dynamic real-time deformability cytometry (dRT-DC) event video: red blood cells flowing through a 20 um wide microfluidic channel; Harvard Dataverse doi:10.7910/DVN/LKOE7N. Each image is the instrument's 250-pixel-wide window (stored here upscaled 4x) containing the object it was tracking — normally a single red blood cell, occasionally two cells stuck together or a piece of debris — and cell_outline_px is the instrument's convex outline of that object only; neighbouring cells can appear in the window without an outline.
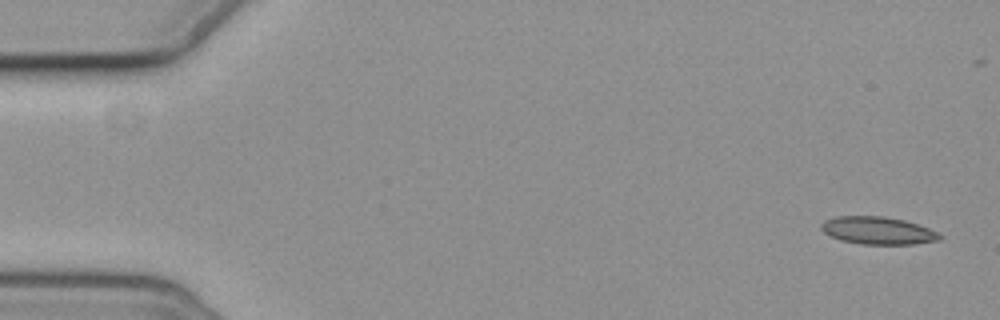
{"species": "common noctule bat (a hibernating species)", "species_latin": "Nyctalus noctula", "temperature_condition": "cold", "stored_images_in_passage": 6, "camera_frame_rate_fps": 3000, "um_per_image_px": 0.085, "animal": {"sex": "female", "body_mass_g": 19.3, "forearm_length_mm": 54.1}, "frame": {"image": 1, "passage_image": 1, "time_ms": 0.0, "image_size_px": [1000, 320], "cell_outline_px": [[944, 236], [940, 240], [916, 244], [860, 244], [840, 240], [824, 232], [820, 228], [820, 224], [824, 220], [836, 216], [884, 216], [904, 220], [928, 228]], "centroid_in_image_um": [74.61, 19.6], "position_along_channel_um": 10.4, "area_um2": 19.07}}